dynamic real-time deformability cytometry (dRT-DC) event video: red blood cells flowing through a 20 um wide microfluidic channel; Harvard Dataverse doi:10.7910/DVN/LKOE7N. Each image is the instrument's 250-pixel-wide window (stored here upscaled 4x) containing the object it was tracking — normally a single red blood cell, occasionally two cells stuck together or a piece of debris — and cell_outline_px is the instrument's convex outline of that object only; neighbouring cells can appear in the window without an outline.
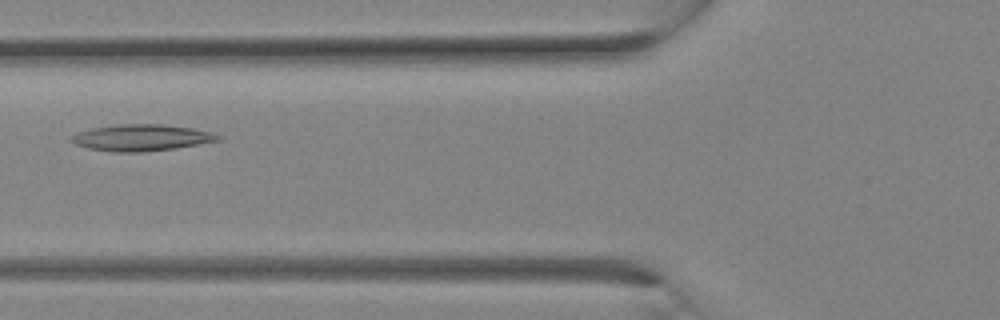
{"species": "Egyptian fruit bat (a non-hibernating species)", "species_latin": "Rousettus aegyptiacus", "temperature_condition": "room temperature", "stored_images_in_passage": 13, "camera_frame_rate_fps": 3000, "um_per_image_px": 0.085, "animal": {"sex": "female"}, "frame": {"image": 1, "passage_image": 10, "time_ms": 3.0, "image_size_px": [1000, 320], "cell_outline_px": [[220, 140], [176, 148], [144, 152], [112, 152], [88, 148], [76, 144], [68, 140], [76, 132], [92, 128], [116, 124], [160, 124], [192, 128], [212, 132], [220, 136]], "centroid_in_image_um": [11.98, 11.7], "position_along_channel_um": 113.8, "area_um2": 22.66}}
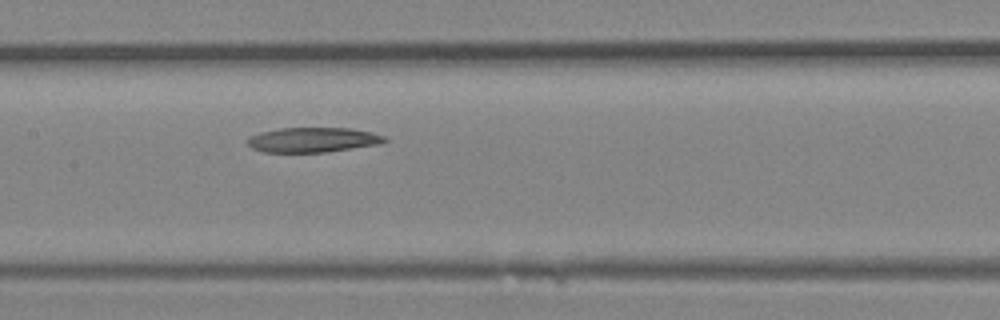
{"frame": {"image": 2, "passage_image": 13, "time_ms": 4.0, "image_size_px": [1000, 320], "cell_outline_px": [[388, 140], [380, 144], [324, 152], [264, 152], [252, 148], [248, 144], [248, 136], [260, 132], [280, 128], [352, 128], [372, 132], [384, 136]], "centroid_in_image_um": [26.59, 11.88], "position_along_channel_um": 180.8, "area_um2": 19.83}}